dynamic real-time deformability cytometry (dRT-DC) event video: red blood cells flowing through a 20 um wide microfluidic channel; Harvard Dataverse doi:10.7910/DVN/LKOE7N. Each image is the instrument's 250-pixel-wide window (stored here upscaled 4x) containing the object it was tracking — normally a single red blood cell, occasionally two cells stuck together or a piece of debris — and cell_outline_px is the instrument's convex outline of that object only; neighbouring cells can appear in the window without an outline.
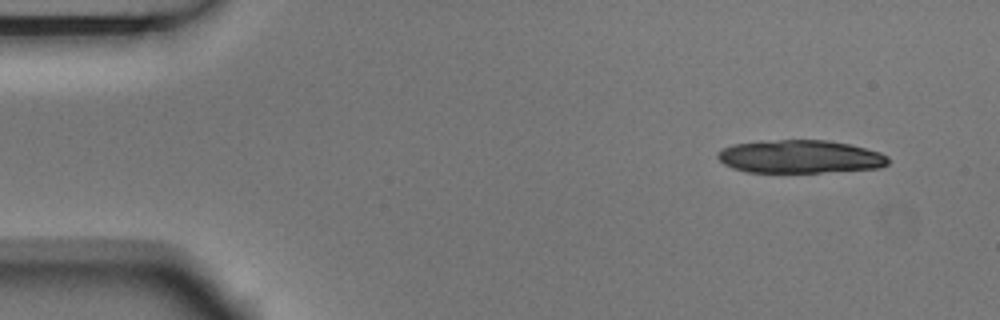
{"species": "Egyptian fruit bat (a non-hibernating species)", "species_latin": "Rousettus aegyptiacus", "temperature_condition": "room temperature", "stored_images_in_passage": 3, "camera_frame_rate_fps": 3000, "um_per_image_px": 0.085, "animal": {"sex": "male"}, "frame": {"image": 1, "passage_image": 1, "time_ms": 0.0, "image_size_px": [1000, 320], "cell_outline_px": [[888, 164], [880, 168], [820, 172], [748, 172], [732, 168], [724, 164], [716, 156], [720, 148], [732, 144], [780, 140], [828, 140], [848, 144], [880, 152], [888, 156]], "centroid_in_image_um": [67.98, 13.32], "position_along_channel_um": 17.0, "area_um2": 32.77}}